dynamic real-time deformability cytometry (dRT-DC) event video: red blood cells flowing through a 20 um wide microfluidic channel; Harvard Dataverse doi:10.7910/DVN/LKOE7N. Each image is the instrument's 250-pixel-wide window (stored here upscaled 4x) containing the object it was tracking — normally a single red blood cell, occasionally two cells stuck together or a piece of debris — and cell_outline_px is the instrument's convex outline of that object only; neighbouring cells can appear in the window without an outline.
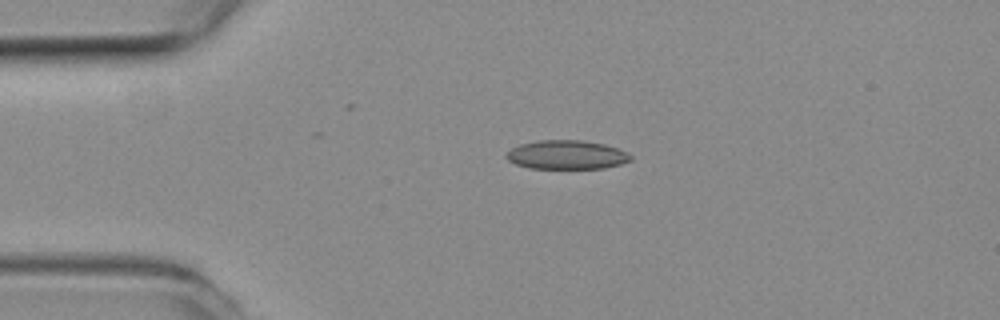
{"species": "common noctule bat (a hibernating species)", "species_latin": "Nyctalus noctula", "temperature_condition": "room temperature", "stored_images_in_passage": 45, "camera_frame_rate_fps": 3000, "um_per_image_px": 0.085, "animal": {"sex": "female", "body_mass_g": 19.3, "forearm_length_mm": 54.1}, "frame": {"image": 1, "passage_image": 1, "time_ms": 0.0, "image_size_px": [1000, 320], "cell_outline_px": [[632, 160], [620, 164], [604, 168], [528, 168], [516, 164], [508, 160], [504, 156], [512, 148], [520, 144], [536, 140], [584, 140], [604, 144], [616, 148], [632, 156]], "centroid_in_image_um": [48.14, 13.15], "position_along_channel_um": 36.9, "area_um2": 20.87}}
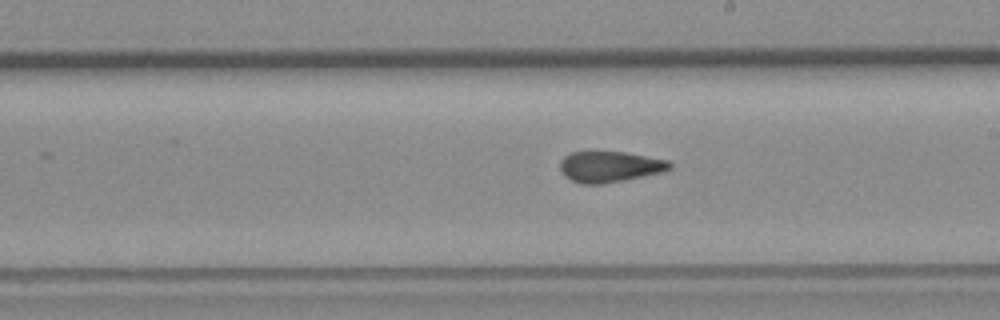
{"frame": {"image": 2, "passage_image": 20, "time_ms": 6.333, "image_size_px": [1000, 320], "cell_outline_px": [[672, 168], [660, 172], [624, 180], [604, 184], [580, 184], [564, 176], [560, 172], [560, 160], [564, 156], [572, 152], [624, 152], [668, 160], [672, 164]], "centroid_in_image_um": [51.79, 14.17], "position_along_channel_um": 237.2, "area_um2": 19.71}}
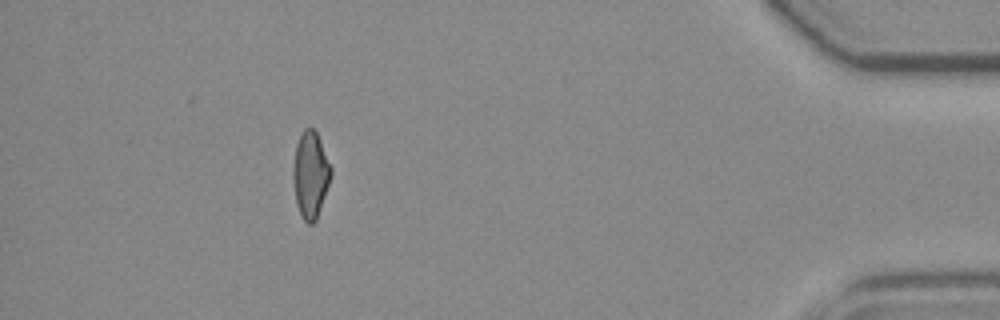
{"frame": {"image": 3, "passage_image": 39, "time_ms": 12.667, "image_size_px": [1000, 320], "cell_outline_px": [[332, 172], [316, 220], [312, 224], [308, 224], [304, 220], [296, 204], [292, 176], [292, 168], [296, 144], [300, 132], [308, 124], [316, 132], [320, 140], [332, 168]], "centroid_in_image_um": [26.36, 14.79], "position_along_channel_um": 408.8, "area_um2": 19.13}, "authors_computed_cell_mechanics": {"area_um2": 20.23, "velocity_mm_per_s": 3.6671, "shape_relaxation_time_tau1_ms": null, "shape_relaxation_time_tau2_ms": 2.257, "deformation_change_tau1": null, "deformation_change_tau2": 0.079}}